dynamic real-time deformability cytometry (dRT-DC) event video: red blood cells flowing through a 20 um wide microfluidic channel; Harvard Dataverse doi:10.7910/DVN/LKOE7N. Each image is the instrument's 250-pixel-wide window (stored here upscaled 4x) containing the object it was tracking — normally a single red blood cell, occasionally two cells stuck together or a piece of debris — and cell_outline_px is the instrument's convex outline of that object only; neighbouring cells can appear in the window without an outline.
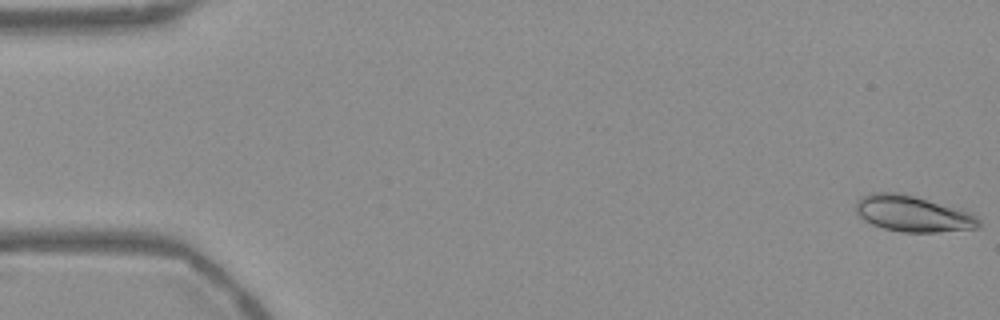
{"species": "Egyptian fruit bat (a non-hibernating species)", "species_latin": "Rousettus aegyptiacus", "temperature_condition": "warm", "stored_images_in_passage": 54, "camera_frame_rate_fps": 3000, "um_per_image_px": 0.085, "frame": {"image": 1, "passage_image": 1, "time_ms": 0.0, "image_size_px": [1000, 320], "cell_outline_px": [[980, 228], [936, 232], [900, 232], [884, 228], [872, 224], [864, 220], [856, 212], [856, 200], [860, 196], [872, 192], [900, 192], [964, 208], [972, 212], [980, 220]], "centroid_in_image_um": [77.63, 18.14], "position_along_channel_um": 7.4, "area_um2": 26.47}}
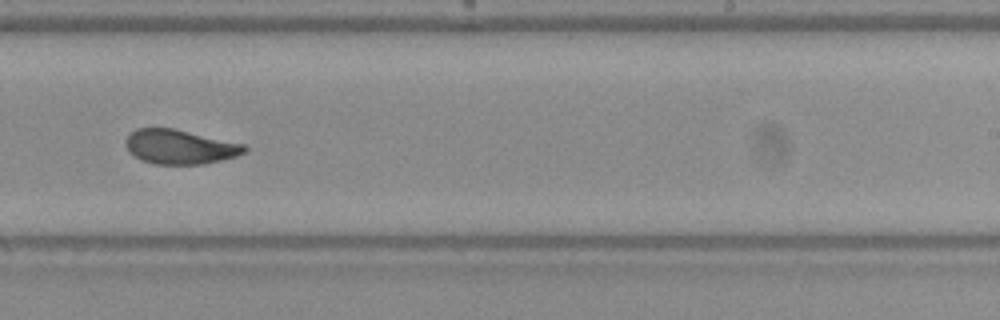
{"frame": {"image": 2, "passage_image": 34, "time_ms": 11.0, "image_size_px": [1000, 320], "cell_outline_px": [[248, 148], [244, 152], [236, 156], [204, 164], [152, 164], [140, 160], [128, 152], [124, 144], [124, 140], [136, 128], [172, 128], [244, 144]], "centroid_in_image_um": [15.23, 12.49], "position_along_channel_um": 273.8, "area_um2": 23.81}}
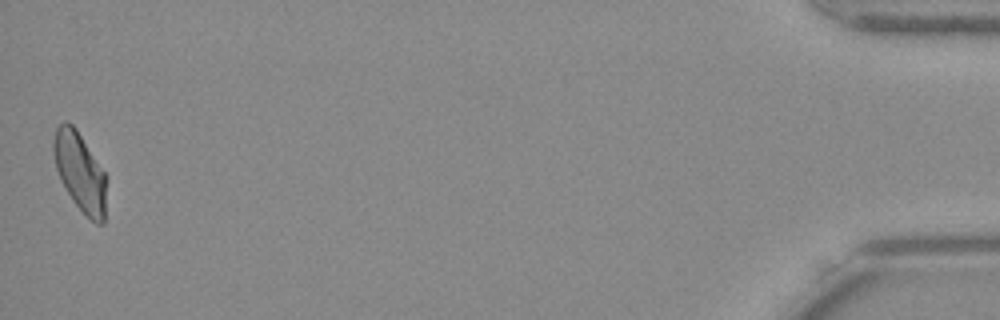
{"frame": {"image": 3, "passage_image": 54, "time_ms": 17.667, "image_size_px": [1000, 320], "cell_outline_px": [[108, 176], [104, 224], [96, 224], [72, 200], [60, 180], [56, 168], [52, 148], [52, 140], [56, 128], [64, 120], [72, 124], [76, 128]], "centroid_in_image_um": [6.82, 14.6], "position_along_channel_um": 428.4, "area_um2": 24.68}, "authors_computed_cell_mechanics": {"area_um2": 24.3049, "velocity_mm_per_s": 3.7514, "shape_relaxation_time_tau1_ms": null, "shape_relaxation_time_tau2_ms": 1.2644, "deformation_change_tau1": null, "deformation_change_tau2": 0.0733}}